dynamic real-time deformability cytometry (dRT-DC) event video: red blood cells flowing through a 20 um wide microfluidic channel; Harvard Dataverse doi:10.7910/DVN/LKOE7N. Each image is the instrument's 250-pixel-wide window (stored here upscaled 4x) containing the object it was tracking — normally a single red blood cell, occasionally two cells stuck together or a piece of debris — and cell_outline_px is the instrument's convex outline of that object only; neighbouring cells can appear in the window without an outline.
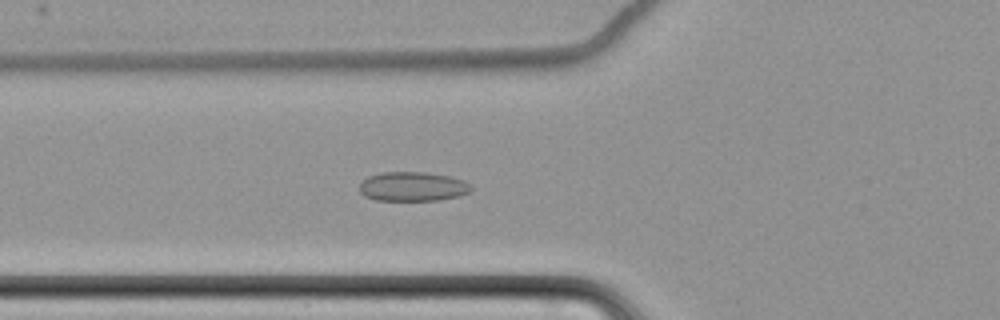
{"species": "common noctule bat (a hibernating species)", "species_latin": "Nyctalus noctula", "temperature_condition": "cold", "stored_images_in_passage": 7, "camera_frame_rate_fps": 3000, "um_per_image_px": 0.085, "animal": {"sex": "female", "body_mass_g": 22.7, "forearm_length_mm": 54.2}, "frame": {"image": 1, "passage_image": 7, "time_ms": 7.0, "image_size_px": [1000, 320], "cell_outline_px": [[472, 188], [468, 192], [460, 196], [436, 200], [376, 200], [364, 196], [360, 192], [360, 184], [368, 176], [384, 172], [424, 172], [452, 176], [464, 180], [472, 184]], "centroid_in_image_um": [35.11, 15.85], "position_along_channel_um": 90.7, "area_um2": 19.13}}